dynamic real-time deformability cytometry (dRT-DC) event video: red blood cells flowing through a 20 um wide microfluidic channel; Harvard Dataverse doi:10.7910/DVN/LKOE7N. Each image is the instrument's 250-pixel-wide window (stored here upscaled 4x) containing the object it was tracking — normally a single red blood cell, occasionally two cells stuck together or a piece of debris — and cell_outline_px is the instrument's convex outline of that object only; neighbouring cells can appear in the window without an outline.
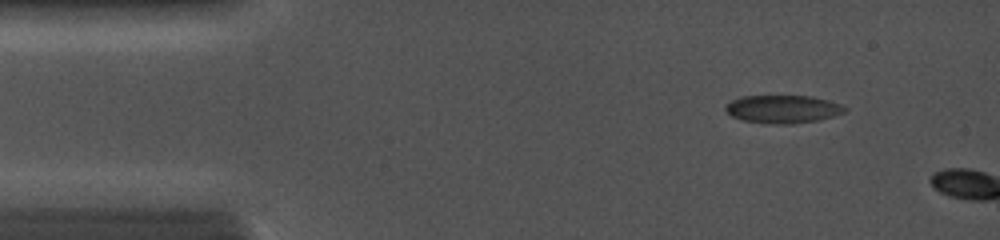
{"species": "common noctule bat (a hibernating species)", "species_latin": "Nyctalus noctula", "temperature_condition": "cold", "stored_images_in_passage": 4, "camera_frame_rate_fps": 5000, "um_per_image_px": 0.085, "animal": {"sex": "female", "body_mass_g": 19.0, "forearm_length_mm": 56.7}, "frame": {"image": 1, "passage_image": 3, "time_ms": 1.2, "image_size_px": [1000, 240], "cell_outline_px": [[848, 108], [844, 112], [820, 120], [792, 124], [768, 124], [744, 120], [732, 116], [724, 108], [724, 104], [740, 96], [812, 96], [828, 100], [840, 104]], "centroid_in_image_um": [66.53, 9.27], "position_along_channel_um": 18.5, "area_um2": 19.54}}